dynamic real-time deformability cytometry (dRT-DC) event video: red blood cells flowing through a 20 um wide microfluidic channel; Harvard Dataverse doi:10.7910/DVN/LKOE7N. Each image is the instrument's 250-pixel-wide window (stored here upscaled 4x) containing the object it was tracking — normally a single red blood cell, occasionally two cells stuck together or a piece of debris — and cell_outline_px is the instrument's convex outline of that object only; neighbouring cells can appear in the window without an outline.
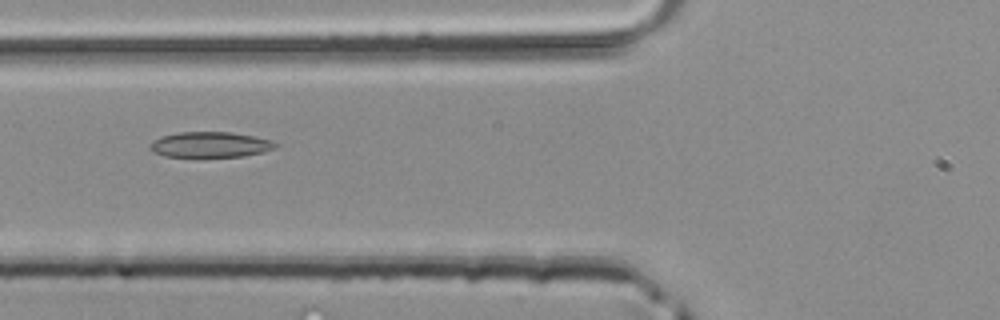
{"species": "common noctule bat (a hibernating species)", "species_latin": "Nyctalus noctula", "temperature_condition": "room temperature", "stored_images_in_passage": 3, "camera_frame_rate_fps": 3000, "um_per_image_px": 0.085, "animal": {"sex": "male", "body_mass_g": 20.4}, "frame": {"image": 1, "passage_image": 3, "time_ms": 0.667, "image_size_px": [1000, 320], "cell_outline_px": [[276, 148], [264, 152], [244, 156], [164, 156], [152, 152], [148, 148], [148, 144], [152, 140], [160, 136], [180, 132], [232, 132], [272, 140], [276, 144]], "centroid_in_image_um": [17.82, 12.28], "position_along_channel_um": 108.0, "area_um2": 18.67}}